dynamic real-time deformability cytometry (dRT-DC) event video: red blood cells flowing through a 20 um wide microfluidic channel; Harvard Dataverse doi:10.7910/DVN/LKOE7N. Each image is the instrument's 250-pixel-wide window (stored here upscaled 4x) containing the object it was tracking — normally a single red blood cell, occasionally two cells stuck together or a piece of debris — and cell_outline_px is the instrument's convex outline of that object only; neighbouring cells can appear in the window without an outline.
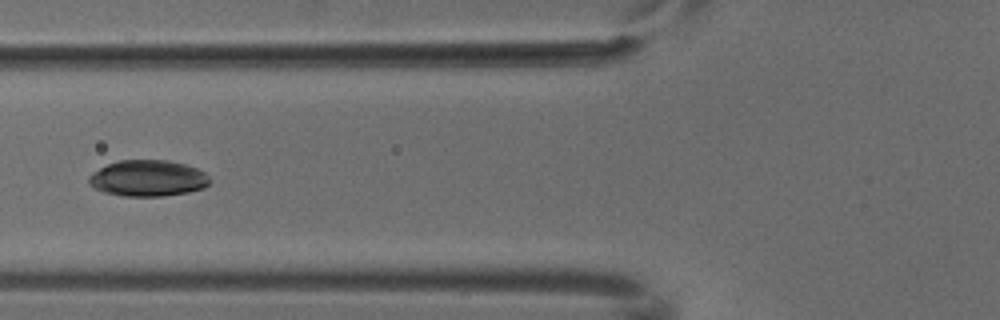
{"species": "common noctule bat (a hibernating species)", "species_latin": "Nyctalus noctula", "temperature_condition": "cold", "stored_images_in_passage": 5, "camera_frame_rate_fps": 3000, "um_per_image_px": 0.085, "animal": {"sex": "male", "body_mass_g": 18.8}, "frame": {"image": 1, "passage_image": 5, "time_ms": 1.333, "image_size_px": [1000, 320], "cell_outline_px": [[208, 184], [204, 188], [188, 192], [164, 196], [124, 196], [104, 192], [88, 184], [88, 176], [92, 172], [108, 164], [120, 160], [168, 160], [184, 164], [196, 168], [204, 172], [208, 176]], "centroid_in_image_um": [12.55, 15.15], "position_along_channel_um": 113.3, "area_um2": 25.43}}